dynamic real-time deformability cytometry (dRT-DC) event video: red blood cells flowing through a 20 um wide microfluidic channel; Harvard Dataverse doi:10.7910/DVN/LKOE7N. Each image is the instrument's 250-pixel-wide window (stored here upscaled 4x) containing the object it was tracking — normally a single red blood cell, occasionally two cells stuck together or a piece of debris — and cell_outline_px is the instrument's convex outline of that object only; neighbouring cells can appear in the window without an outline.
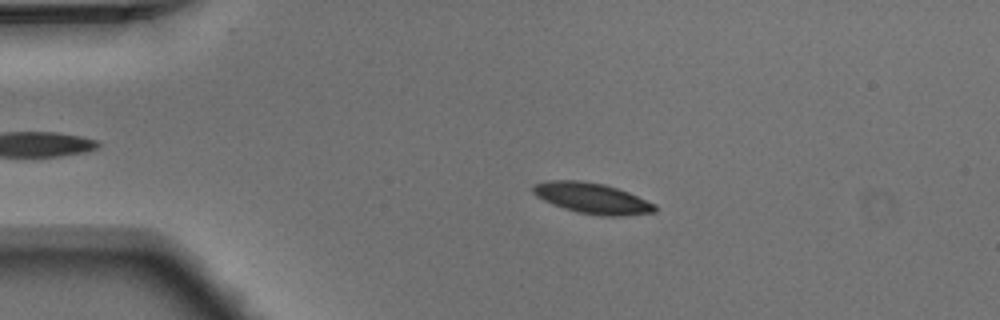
{"species": "Egyptian fruit bat (a non-hibernating species)", "species_latin": "Rousettus aegyptiacus", "temperature_condition": "warm", "stored_images_in_passage": 7, "camera_frame_rate_fps": 3000, "um_per_image_px": 0.085, "animal": {"sex": "male"}, "frame": {"image": 1, "passage_image": 2, "time_ms": 0.333, "image_size_px": [1000, 320], "cell_outline_px": [[656, 212], [624, 216], [600, 216], [580, 212], [564, 208], [552, 204], [536, 196], [532, 192], [532, 184], [548, 180], [580, 180], [604, 184], [628, 192], [656, 204]], "centroid_in_image_um": [50.32, 16.84], "position_along_channel_um": 34.7, "area_um2": 21.85}}